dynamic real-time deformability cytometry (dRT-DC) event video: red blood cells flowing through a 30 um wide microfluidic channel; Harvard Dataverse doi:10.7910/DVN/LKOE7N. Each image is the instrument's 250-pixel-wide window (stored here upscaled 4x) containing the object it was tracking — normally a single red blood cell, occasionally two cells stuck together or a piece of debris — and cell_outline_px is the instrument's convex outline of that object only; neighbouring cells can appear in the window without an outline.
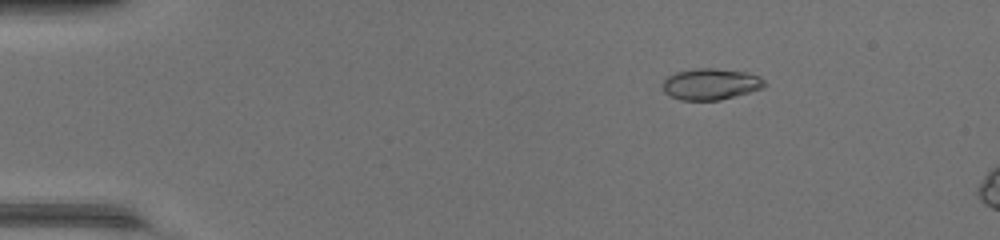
{"species": "common noctule bat (a hibernating species)", "species_latin": "Nyctalus noctula", "temperature_condition": "warm", "stored_images_in_passage": 13, "camera_frame_rate_fps": 3000, "um_per_image_px": 0.085, "animal": {"sex": "female", "body_mass_g": 17.0, "forearm_length_mm": 48.0}, "frame": {"image": 1, "passage_image": 8, "time_ms": 2.333, "image_size_px": [1000, 240], "cell_outline_px": [[764, 88], [720, 100], [680, 100], [664, 92], [660, 84], [664, 76], [676, 72], [692, 68], [716, 68], [744, 72], [760, 76], [764, 80]], "centroid_in_image_um": [60.34, 7.14], "position_along_channel_um": 24.7, "area_um2": 18.84}}